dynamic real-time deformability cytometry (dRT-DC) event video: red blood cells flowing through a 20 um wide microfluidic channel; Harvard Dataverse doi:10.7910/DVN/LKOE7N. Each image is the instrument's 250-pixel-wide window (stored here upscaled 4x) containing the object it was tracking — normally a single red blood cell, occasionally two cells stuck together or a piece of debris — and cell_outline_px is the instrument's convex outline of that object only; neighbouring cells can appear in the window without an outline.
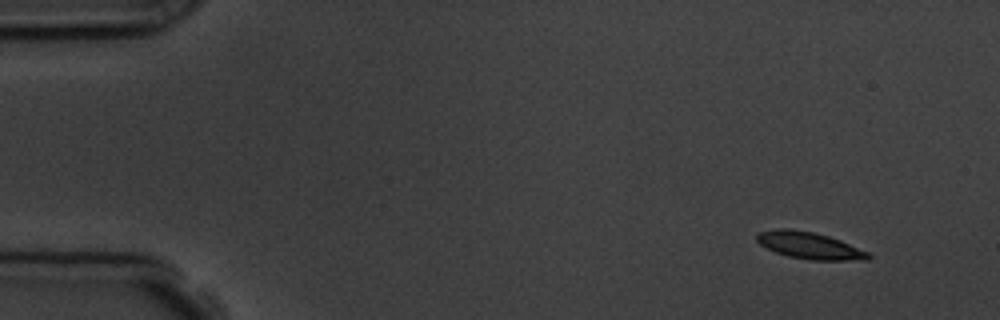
{"species": "common noctule bat (a hibernating species)", "species_latin": "Nyctalus noctula", "temperature_condition": "room temperature", "stored_images_in_passage": 4, "camera_frame_rate_fps": 3000, "um_per_image_px": 0.085, "animal": {"sex": "male", "body_mass_g": 19.5, "forearm_length_mm": 54.6}, "frame": {"image": 1, "passage_image": 1, "time_ms": 0.0, "image_size_px": [1000, 320], "cell_outline_px": [[872, 256], [868, 260], [812, 260], [788, 256], [776, 252], [760, 244], [756, 240], [756, 232], [780, 228], [788, 228], [812, 232], [828, 236], [840, 240], [868, 252]], "centroid_in_image_um": [68.79, 20.86], "position_along_channel_um": 16.2, "area_um2": 17.34}}
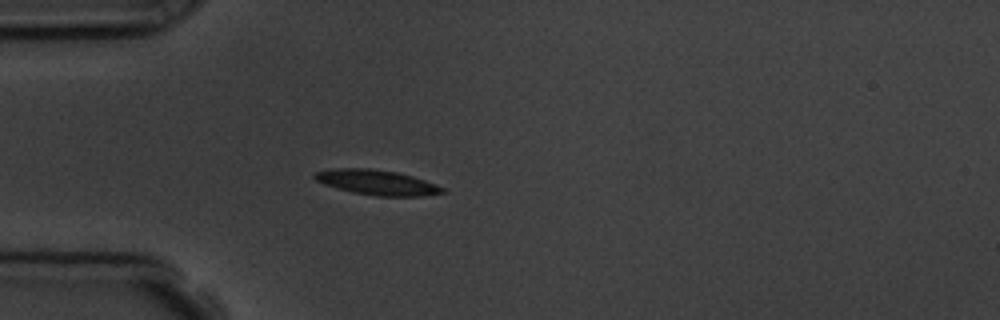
{"frame": {"image": 2, "passage_image": 4, "time_ms": 3.667, "image_size_px": [1000, 320], "cell_outline_px": [[444, 192], [424, 196], [376, 196], [352, 192], [336, 188], [324, 184], [316, 180], [312, 176], [316, 172], [332, 168], [368, 168], [396, 172], [412, 176], [436, 184], [444, 188]], "centroid_in_image_um": [32.01, 15.5], "position_along_channel_um": 53.0, "area_um2": 18.55}}